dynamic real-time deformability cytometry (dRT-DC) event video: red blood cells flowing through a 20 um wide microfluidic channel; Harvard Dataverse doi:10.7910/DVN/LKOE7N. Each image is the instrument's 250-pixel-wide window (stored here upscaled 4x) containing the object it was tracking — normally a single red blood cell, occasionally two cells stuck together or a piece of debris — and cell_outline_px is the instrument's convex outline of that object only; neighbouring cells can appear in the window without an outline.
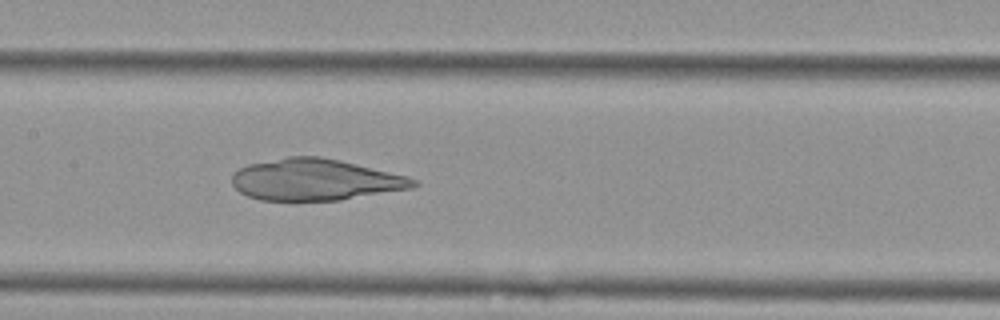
{"species": "Egyptian fruit bat (a non-hibernating species)", "species_latin": "Rousettus aegyptiacus", "temperature_condition": "cold", "stored_images_in_passage": 7, "camera_frame_rate_fps": 3000, "um_per_image_px": 0.085, "animal": {"sex": "female"}, "frame": {"image": 1, "passage_image": 7, "time_ms": 2.0, "image_size_px": [1000, 320], "cell_outline_px": [[420, 184], [412, 188], [340, 200], [260, 200], [248, 196], [240, 192], [232, 184], [232, 176], [240, 168], [248, 164], [288, 156], [320, 156], [340, 160], [408, 176], [416, 180]], "centroid_in_image_um": [26.81, 15.27], "position_along_channel_um": 180.6, "area_um2": 43.75}}